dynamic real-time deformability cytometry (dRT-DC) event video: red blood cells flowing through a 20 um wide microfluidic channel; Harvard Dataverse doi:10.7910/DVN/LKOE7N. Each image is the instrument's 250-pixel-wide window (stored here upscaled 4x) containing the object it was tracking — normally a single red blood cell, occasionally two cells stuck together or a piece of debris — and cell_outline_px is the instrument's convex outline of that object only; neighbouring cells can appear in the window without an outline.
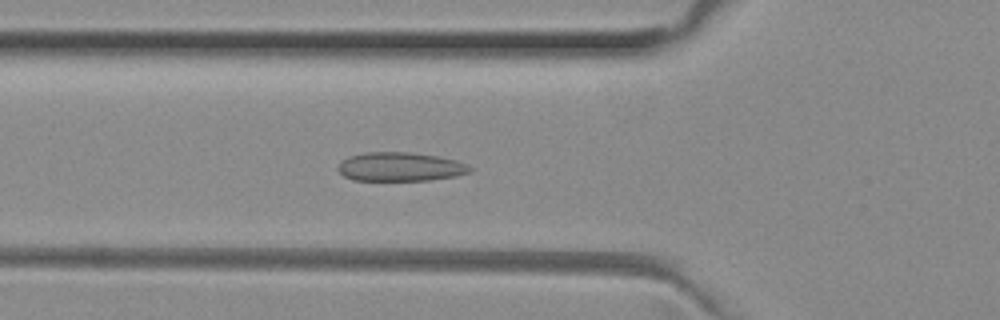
{"species": "common noctule bat (a hibernating species)", "species_latin": "Nyctalus noctula", "temperature_condition": "room temperature", "stored_images_in_passage": 17, "camera_frame_rate_fps": 3000, "um_per_image_px": 0.085, "animal": {"sex": "female", "body_mass_g": 29.2, "forearm_length_mm": 56.3}, "frame": {"image": 1, "passage_image": 10, "time_ms": 3.0, "image_size_px": [1000, 320], "cell_outline_px": [[476, 168], [472, 172], [456, 176], [428, 180], [352, 180], [344, 176], [336, 168], [340, 160], [348, 156], [364, 152], [412, 152], [436, 156], [456, 160], [468, 164]], "centroid_in_image_um": [34.03, 14.17], "position_along_channel_um": 91.8, "area_um2": 22.54}}
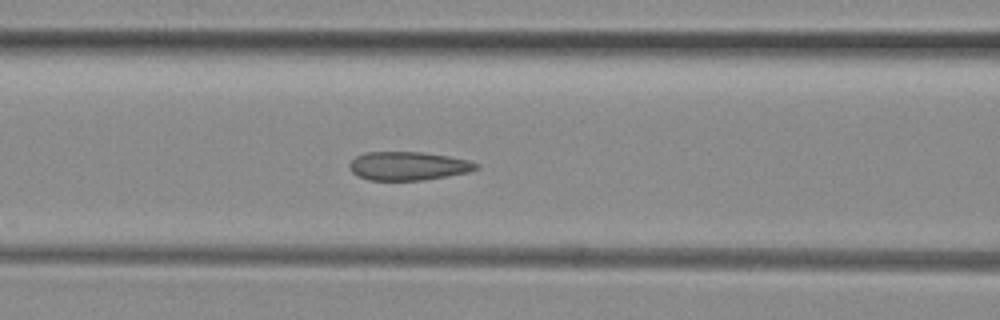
{"frame": {"image": 2, "passage_image": 13, "time_ms": 4.0, "image_size_px": [1000, 320], "cell_outline_px": [[480, 168], [468, 172], [448, 176], [424, 180], [368, 180], [356, 176], [348, 168], [348, 164], [356, 156], [364, 152], [424, 152], [448, 156], [468, 160], [480, 164]], "centroid_in_image_um": [34.68, 14.11], "position_along_channel_um": 131.9, "area_um2": 21.33}}
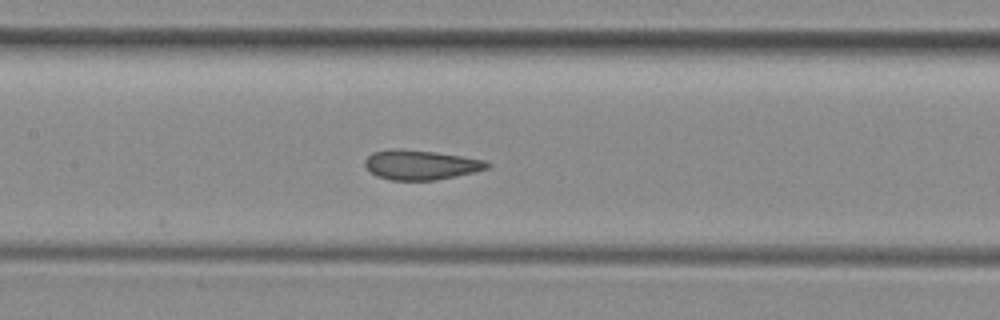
{"frame": {"image": 3, "passage_image": 16, "time_ms": 5.0, "image_size_px": [1000, 320], "cell_outline_px": [[492, 164], [488, 168], [476, 172], [436, 180], [392, 180], [376, 176], [364, 164], [364, 160], [372, 152], [388, 148], [396, 148], [436, 152], [484, 160]], "centroid_in_image_um": [35.75, 14.0], "position_along_channel_um": 171.6, "area_um2": 21.21}}